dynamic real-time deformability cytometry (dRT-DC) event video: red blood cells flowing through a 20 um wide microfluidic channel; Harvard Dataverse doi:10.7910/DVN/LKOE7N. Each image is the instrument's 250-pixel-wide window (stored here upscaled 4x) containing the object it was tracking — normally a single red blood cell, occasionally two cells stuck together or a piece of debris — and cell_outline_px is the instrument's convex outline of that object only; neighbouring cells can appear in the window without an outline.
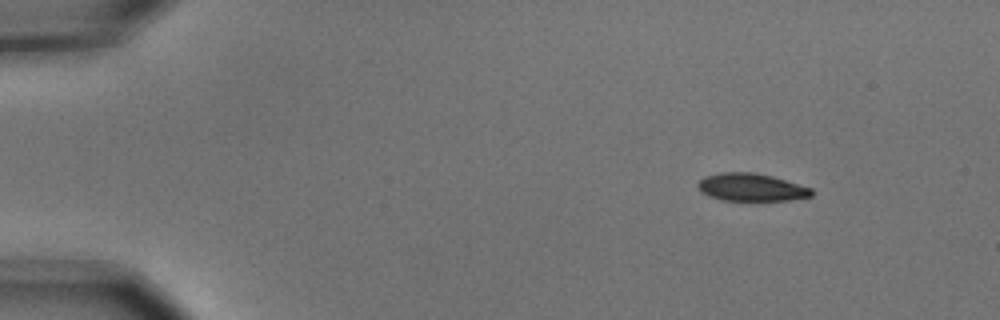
{"species": "common noctule bat (a hibernating species)", "species_latin": "Nyctalus noctula", "temperature_condition": "cold", "stored_images_in_passage": 5, "camera_frame_rate_fps": 3000, "um_per_image_px": 0.085, "animal": {"sex": "male", "body_mass_g": 15.6}, "frame": {"image": 1, "passage_image": 1, "time_ms": 0.0, "image_size_px": [1000, 320], "cell_outline_px": [[812, 196], [788, 200], [720, 200], [708, 196], [700, 192], [696, 184], [704, 176], [720, 172], [752, 172], [772, 176], [812, 188]], "centroid_in_image_um": [63.8, 15.91], "position_along_channel_um": 21.2, "area_um2": 18.38}}
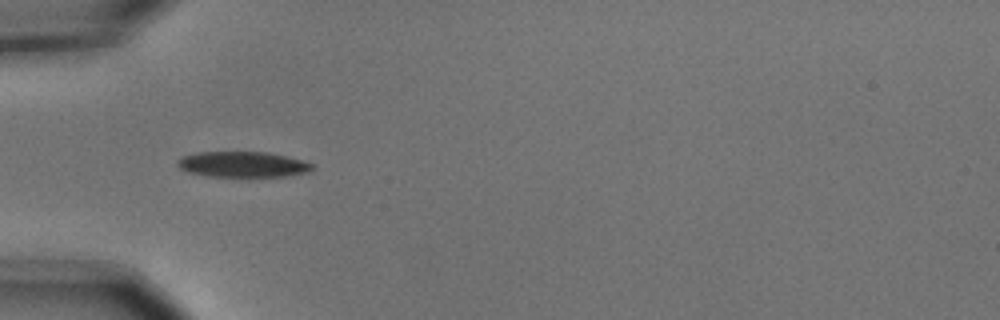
{"frame": {"image": 2, "passage_image": 4, "time_ms": 1.0, "image_size_px": [1000, 320], "cell_outline_px": [[312, 168], [308, 172], [284, 176], [208, 176], [188, 172], [180, 168], [176, 164], [176, 160], [184, 156], [196, 152], [268, 152], [288, 156], [312, 164]], "centroid_in_image_um": [20.59, 13.96], "position_along_channel_um": 64.4, "area_um2": 19.94}}
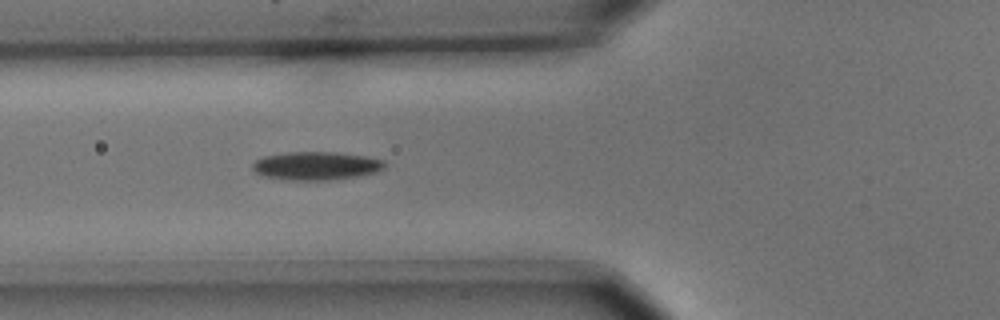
{"frame": {"image": 3, "passage_image": 5, "time_ms": 1.333, "image_size_px": [1000, 320], "cell_outline_px": [[384, 168], [376, 172], [360, 176], [328, 180], [288, 180], [264, 176], [256, 172], [252, 168], [252, 164], [256, 160], [264, 156], [288, 152], [336, 152], [364, 156], [384, 160]], "centroid_in_image_um": [26.87, 14.09], "position_along_channel_um": 98.9, "area_um2": 21.73}}